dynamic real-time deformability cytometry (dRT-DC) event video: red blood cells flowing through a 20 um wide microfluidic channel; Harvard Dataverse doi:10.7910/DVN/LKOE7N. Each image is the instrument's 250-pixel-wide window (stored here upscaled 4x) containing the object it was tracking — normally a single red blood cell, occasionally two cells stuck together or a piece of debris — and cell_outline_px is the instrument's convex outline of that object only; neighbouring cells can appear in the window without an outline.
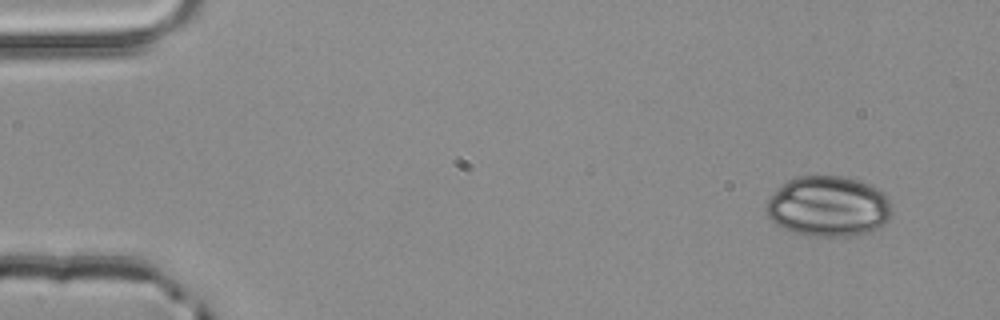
{"species": "common noctule bat (a hibernating species)", "species_latin": "Nyctalus noctula", "temperature_condition": "room temperature", "stored_images_in_passage": 4, "camera_frame_rate_fps": 3000, "um_per_image_px": 0.085, "animal": {"sex": "male", "body_mass_g": 20.4}, "frame": {"image": 1, "passage_image": 1, "time_ms": 0.0, "image_size_px": [1000, 320], "cell_outline_px": [[892, 212], [888, 220], [884, 224], [872, 232], [848, 236], [804, 236], [792, 232], [776, 224], [768, 216], [764, 208], [764, 204], [788, 180], [796, 176], [840, 176], [856, 180], [868, 184], [884, 192], [892, 208]], "centroid_in_image_um": [70.41, 17.56], "position_along_channel_um": 14.6, "area_um2": 44.33}}